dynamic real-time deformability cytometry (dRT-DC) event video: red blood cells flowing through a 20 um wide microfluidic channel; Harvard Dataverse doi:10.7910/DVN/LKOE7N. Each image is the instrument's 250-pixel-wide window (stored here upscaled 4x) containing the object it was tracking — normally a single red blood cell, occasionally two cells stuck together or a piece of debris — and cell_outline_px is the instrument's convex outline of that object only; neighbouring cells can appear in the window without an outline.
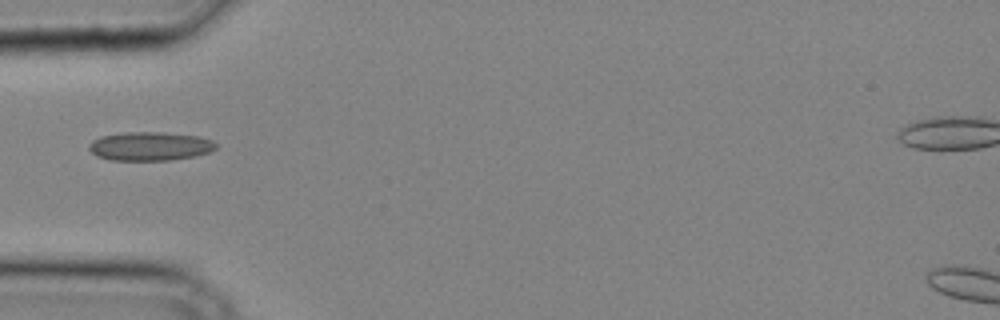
{"species": "common noctule bat (a hibernating species)", "species_latin": "Nyctalus noctula", "temperature_condition": "cold", "stored_images_in_passage": 23, "camera_frame_rate_fps": 3000, "um_per_image_px": 0.085, "animal": {"sex": "male", "body_mass_g": 20.4}, "frame": {"image": 1, "passage_image": 1, "time_ms": 0.0, "image_size_px": [1000, 320], "cell_outline_px": [[216, 148], [208, 152], [196, 156], [172, 160], [108, 160], [96, 156], [88, 148], [88, 144], [92, 140], [100, 136], [124, 132], [164, 132], [200, 136], [212, 140], [216, 144]], "centroid_in_image_um": [12.73, 12.42], "position_along_channel_um": 72.3, "area_um2": 21.5}}
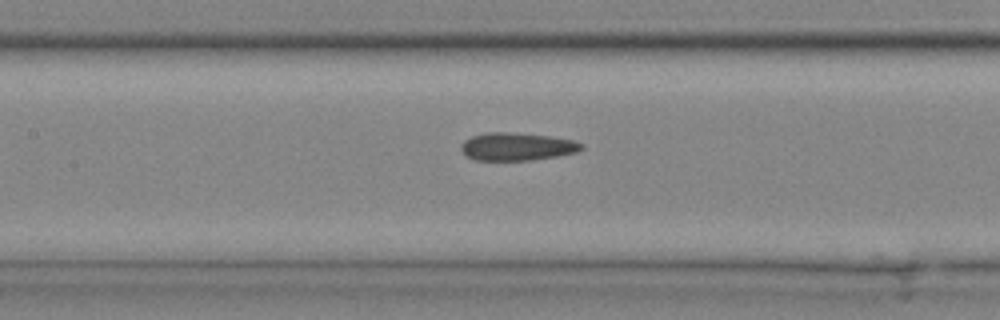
{"frame": {"image": 2, "passage_image": 6, "time_ms": 1.667, "image_size_px": [1000, 320], "cell_outline_px": [[584, 148], [576, 152], [556, 156], [532, 160], [476, 160], [468, 156], [460, 148], [460, 144], [464, 140], [472, 136], [488, 132], [504, 132], [548, 136], [572, 140], [584, 144]], "centroid_in_image_um": [43.93, 12.46], "position_along_channel_um": 163.5, "area_um2": 19.31}}
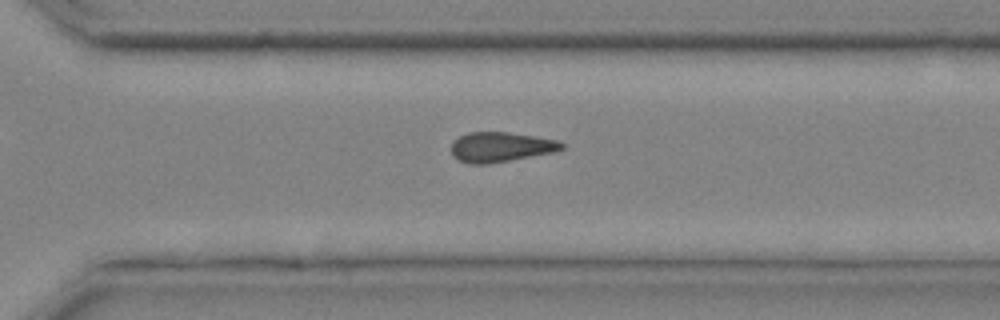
{"frame": {"image": 3, "passage_image": 15, "time_ms": 4.667, "image_size_px": [1000, 320], "cell_outline_px": [[564, 148], [556, 152], [484, 164], [468, 164], [452, 156], [452, 140], [468, 132], [508, 132], [556, 140], [564, 144]], "centroid_in_image_um": [42.53, 12.49], "position_along_channel_um": 328.1, "area_um2": 19.07}}